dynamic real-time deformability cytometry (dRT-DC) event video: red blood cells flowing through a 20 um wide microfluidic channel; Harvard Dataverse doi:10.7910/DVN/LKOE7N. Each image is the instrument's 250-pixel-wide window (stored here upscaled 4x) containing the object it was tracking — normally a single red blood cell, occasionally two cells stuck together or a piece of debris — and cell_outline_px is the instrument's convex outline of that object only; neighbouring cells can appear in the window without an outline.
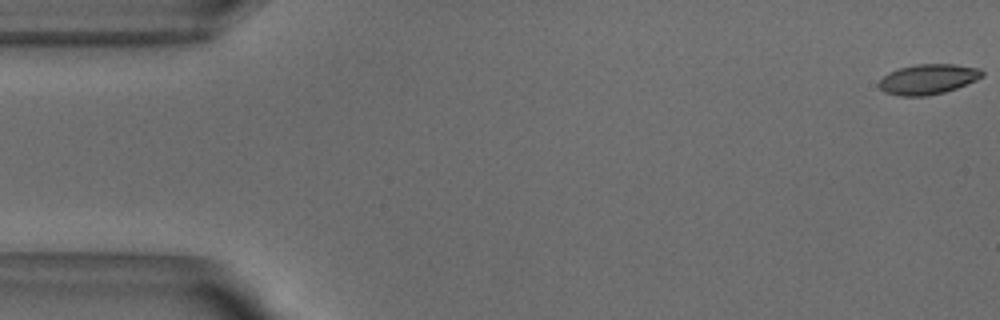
{"species": "common noctule bat (a hibernating species)", "species_latin": "Nyctalus noctula", "temperature_condition": "warm", "stored_images_in_passage": 52, "camera_frame_rate_fps": 3000, "um_per_image_px": 0.085, "animal": {"sex": "male", "body_mass_g": 18.8}, "frame": {"image": 1, "passage_image": 1, "time_ms": 0.0, "image_size_px": [1000, 320], "cell_outline_px": [[984, 76], [976, 80], [956, 88], [944, 92], [924, 96], [900, 96], [884, 92], [880, 88], [880, 80], [888, 72], [900, 68], [916, 64], [952, 64], [980, 68], [984, 72]], "centroid_in_image_um": [78.9, 6.73], "position_along_channel_um": 6.1, "area_um2": 18.03}}
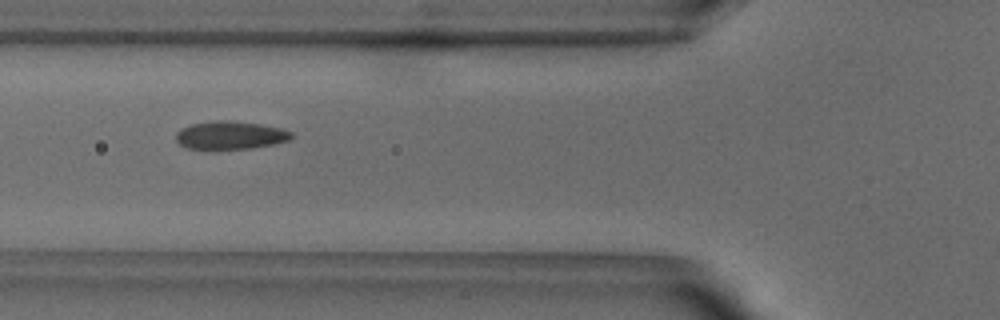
{"frame": {"image": 2, "passage_image": 19, "time_ms": 6.0, "image_size_px": [1000, 320], "cell_outline_px": [[292, 136], [288, 140], [276, 144], [252, 148], [212, 152], [188, 148], [180, 144], [176, 140], [176, 132], [180, 128], [192, 124], [216, 120], [228, 120], [260, 124], [280, 128], [292, 132]], "centroid_in_image_um": [19.52, 11.54], "position_along_channel_um": 106.3, "area_um2": 19.59}}
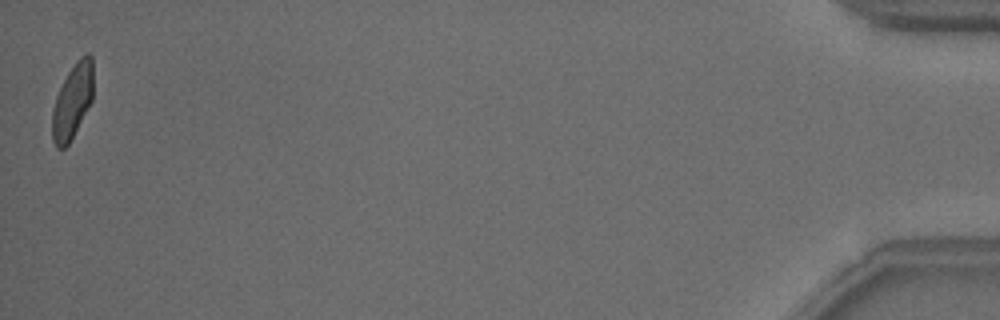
{"frame": {"image": 3, "passage_image": 52, "time_ms": 17.0, "image_size_px": [1000, 320], "cell_outline_px": [[92, 100], [68, 144], [64, 148], [56, 148], [52, 140], [52, 108], [56, 96], [68, 72], [76, 60], [80, 56], [88, 52], [92, 56]], "centroid_in_image_um": [6.14, 8.58], "position_along_channel_um": 429.1, "area_um2": 17.69}, "authors_computed_cell_mechanics": {"area_um2": 18.6405, "velocity_mm_per_s": 3.8377, "shape_relaxation_time_tau1_ms": 5.4836, "shape_relaxation_time_tau2_ms": 0.4768, "deformation_change_tau1": 0.1571, "deformation_change_tau2": 0.0503}}